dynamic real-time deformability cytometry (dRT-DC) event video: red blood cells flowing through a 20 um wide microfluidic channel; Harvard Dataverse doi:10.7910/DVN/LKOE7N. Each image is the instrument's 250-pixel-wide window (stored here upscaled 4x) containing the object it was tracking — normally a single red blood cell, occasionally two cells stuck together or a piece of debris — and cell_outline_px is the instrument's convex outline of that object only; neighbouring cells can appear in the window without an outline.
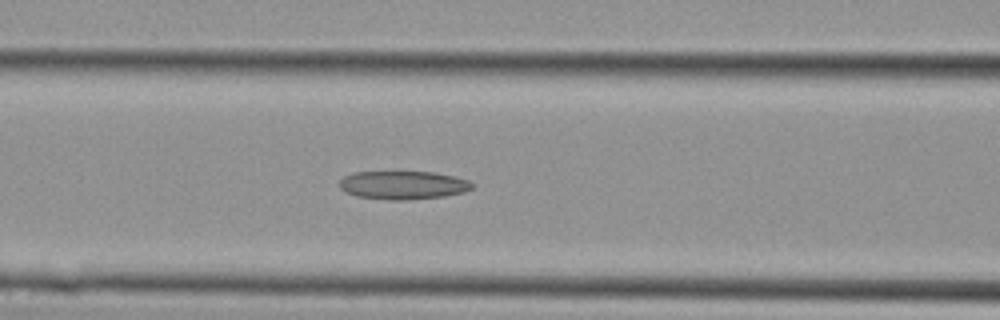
{"species": "Egyptian fruit bat (a non-hibernating species)", "species_latin": "Rousettus aegyptiacus", "temperature_condition": "cold", "stored_images_in_passage": 16, "camera_frame_rate_fps": 3000, "um_per_image_px": 0.085, "animal": {"sex": "female"}, "frame": {"image": 1, "passage_image": 12, "time_ms": 3.667, "image_size_px": [1000, 320], "cell_outline_px": [[472, 188], [464, 192], [444, 196], [408, 200], [388, 200], [356, 196], [344, 192], [340, 188], [340, 180], [344, 176], [352, 172], [432, 172], [456, 176], [468, 180], [472, 184]], "centroid_in_image_um": [34.24, 15.74], "position_along_channel_um": 132.4, "area_um2": 22.02}}
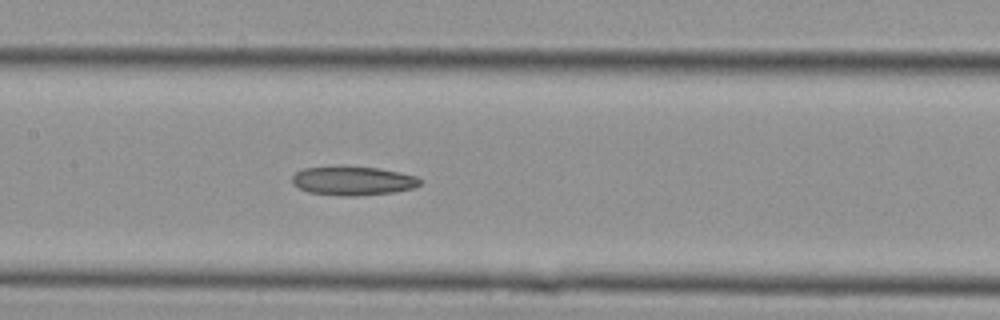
{"frame": {"image": 2, "passage_image": 14, "time_ms": 4.333, "image_size_px": [1000, 320], "cell_outline_px": [[424, 180], [420, 184], [412, 188], [392, 192], [356, 196], [340, 196], [308, 192], [292, 184], [292, 176], [296, 172], [304, 168], [336, 164], [344, 164], [380, 168], [400, 172], [416, 176]], "centroid_in_image_um": [29.97, 15.33], "position_along_channel_um": 177.4, "area_um2": 22.31}}
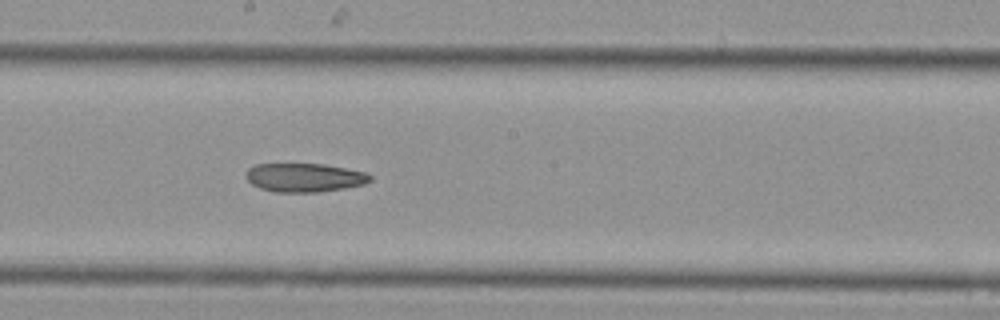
{"frame": {"image": 3, "passage_image": 16, "time_ms": 5.0, "image_size_px": [1000, 320], "cell_outline_px": [[372, 180], [364, 184], [344, 188], [316, 192], [276, 192], [260, 188], [252, 184], [244, 176], [248, 168], [256, 164], [324, 164], [364, 172], [372, 176]], "centroid_in_image_um": [25.85, 15.09], "position_along_channel_um": 222.3, "area_um2": 20.69}}